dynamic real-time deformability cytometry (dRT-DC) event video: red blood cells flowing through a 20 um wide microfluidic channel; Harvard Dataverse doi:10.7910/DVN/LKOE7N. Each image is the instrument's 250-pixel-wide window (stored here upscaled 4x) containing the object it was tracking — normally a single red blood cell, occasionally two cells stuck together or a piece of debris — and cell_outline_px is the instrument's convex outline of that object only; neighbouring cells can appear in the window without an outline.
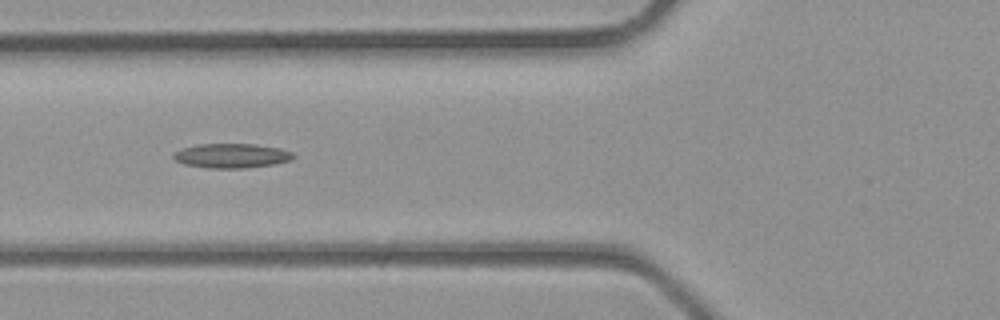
{"species": "common noctule bat (a hibernating species)", "species_latin": "Nyctalus noctula", "temperature_condition": "room temperature", "stored_images_in_passage": 14, "camera_frame_rate_fps": 3000, "um_per_image_px": 0.085, "animal": {"sex": "male", "body_mass_g": 23.1, "forearm_length_mm": 52.7}, "frame": {"image": 1, "passage_image": 3, "time_ms": 0.667, "image_size_px": [1000, 320], "cell_outline_px": [[296, 156], [292, 160], [272, 164], [244, 168], [208, 168], [184, 164], [176, 160], [172, 156], [172, 152], [196, 144], [252, 144], [280, 148], [292, 152]], "centroid_in_image_um": [19.68, 13.23], "position_along_channel_um": 106.1, "area_um2": 17.05}}
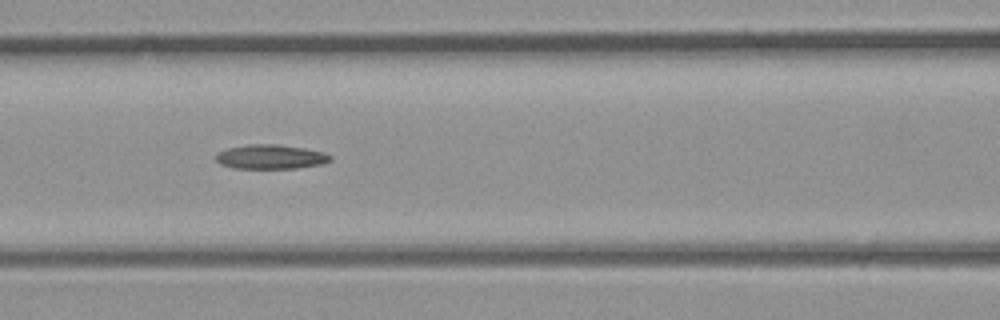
{"frame": {"image": 2, "passage_image": 5, "time_ms": 1.333, "image_size_px": [1000, 320], "cell_outline_px": [[332, 160], [320, 164], [296, 168], [232, 168], [220, 164], [216, 160], [216, 152], [228, 148], [252, 144], [276, 144], [304, 148], [324, 152], [332, 156]], "centroid_in_image_um": [22.99, 13.33], "position_along_channel_um": 143.6, "area_um2": 16.18}}